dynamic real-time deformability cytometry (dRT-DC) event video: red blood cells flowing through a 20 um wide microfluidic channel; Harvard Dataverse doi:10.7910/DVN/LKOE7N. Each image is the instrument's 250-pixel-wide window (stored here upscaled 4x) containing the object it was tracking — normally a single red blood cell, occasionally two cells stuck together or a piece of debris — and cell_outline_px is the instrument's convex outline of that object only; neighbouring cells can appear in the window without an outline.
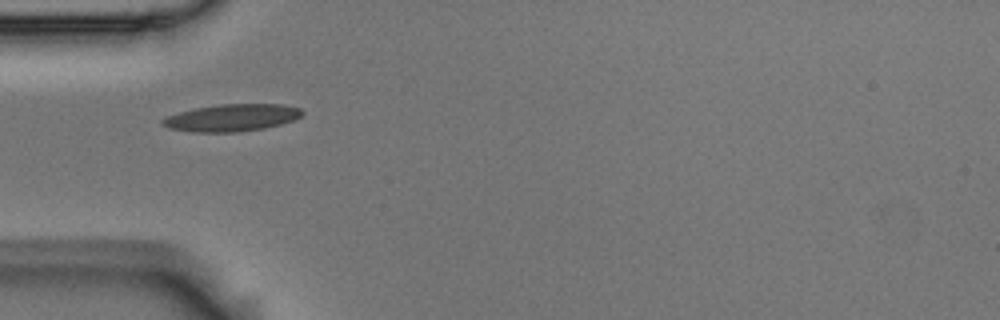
{"species": "Egyptian fruit bat (a non-hibernating species)", "species_latin": "Rousettus aegyptiacus", "temperature_condition": "room temperature", "stored_images_in_passage": 3, "camera_frame_rate_fps": 3000, "um_per_image_px": 0.085, "animal": {"sex": "male"}, "frame": {"image": 1, "passage_image": 1, "time_ms": 0.0, "image_size_px": [1000, 320], "cell_outline_px": [[304, 112], [300, 116], [292, 120], [280, 124], [264, 128], [236, 132], [192, 132], [168, 128], [160, 124], [160, 120], [168, 116], [180, 112], [196, 108], [220, 104], [280, 104], [300, 108]], "centroid_in_image_um": [19.67, 10.01], "position_along_channel_um": 65.3, "area_um2": 21.96}}